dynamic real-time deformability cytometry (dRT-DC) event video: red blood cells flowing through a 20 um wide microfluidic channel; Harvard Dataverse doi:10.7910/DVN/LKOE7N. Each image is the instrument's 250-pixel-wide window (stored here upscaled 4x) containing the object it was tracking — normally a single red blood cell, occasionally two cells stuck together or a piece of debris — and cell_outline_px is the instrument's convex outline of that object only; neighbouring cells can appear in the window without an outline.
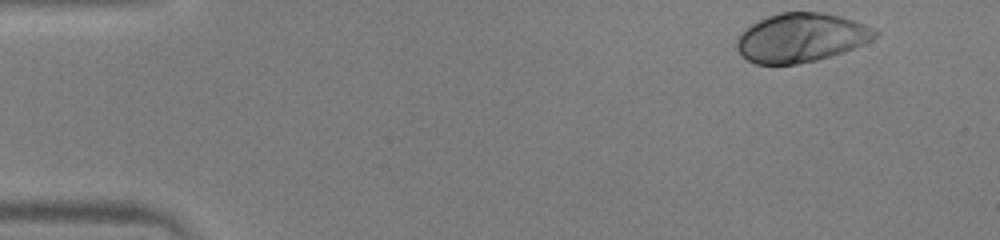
{"species": "human", "species_latin": "Homo sapiens", "temperature_condition": "warm", "stored_images_in_passage": 41, "camera_frame_rate_fps": 3000, "um_per_image_px": 0.085, "donor": {"sex": "male"}, "frame": {"image": 1, "passage_image": 1, "time_ms": 0.0, "image_size_px": [1000, 240], "cell_outline_px": [[880, 32], [872, 40], [844, 52], [816, 60], [796, 64], [756, 64], [748, 60], [736, 48], [736, 40], [752, 24], [768, 16], [780, 12], [820, 12], [840, 16], [864, 24]], "centroid_in_image_um": [68.11, 3.2], "position_along_channel_um": 16.9, "area_um2": 39.02}}
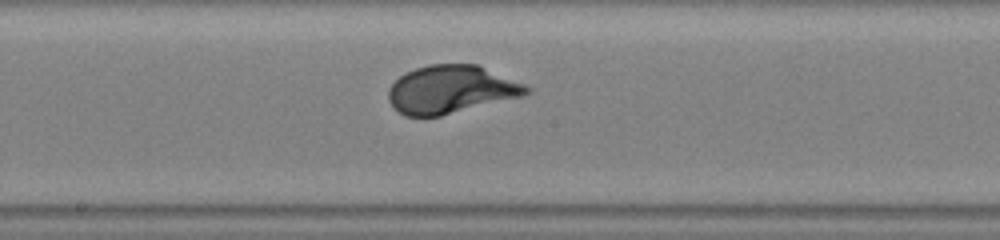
{"frame": {"image": 2, "passage_image": 24, "time_ms": 7.667, "image_size_px": [1000, 240], "cell_outline_px": [[532, 92], [524, 96], [440, 116], [404, 116], [388, 100], [388, 88], [400, 76], [416, 68], [428, 64], [476, 64], [524, 84], [532, 88]], "centroid_in_image_um": [38.36, 7.61], "position_along_channel_um": 209.8, "area_um2": 38.44}}
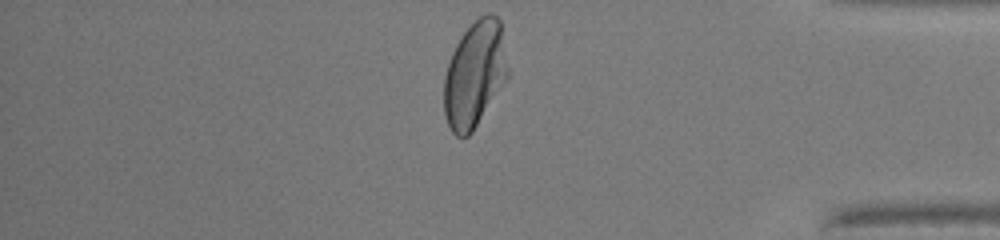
{"frame": {"image": 3, "passage_image": 40, "time_ms": 13.0, "image_size_px": [1000, 240], "cell_outline_px": [[508, 80], [472, 132], [468, 136], [456, 136], [452, 132], [448, 124], [444, 112], [444, 76], [452, 52], [460, 36], [480, 16], [488, 12], [496, 16], [500, 20], [508, 68]], "centroid_in_image_um": [40.36, 6.33], "position_along_channel_um": 394.8, "area_um2": 39.54}, "authors_computed_cell_mechanics": {"area_um2": 38.7838, "velocity_mm_per_s": 3.9818, "shape_relaxation_time_tau1_ms": 2.2388, "shape_relaxation_time_tau2_ms": null, "deformation_change_tau1": 0.1776, "deformation_change_tau2": null}}